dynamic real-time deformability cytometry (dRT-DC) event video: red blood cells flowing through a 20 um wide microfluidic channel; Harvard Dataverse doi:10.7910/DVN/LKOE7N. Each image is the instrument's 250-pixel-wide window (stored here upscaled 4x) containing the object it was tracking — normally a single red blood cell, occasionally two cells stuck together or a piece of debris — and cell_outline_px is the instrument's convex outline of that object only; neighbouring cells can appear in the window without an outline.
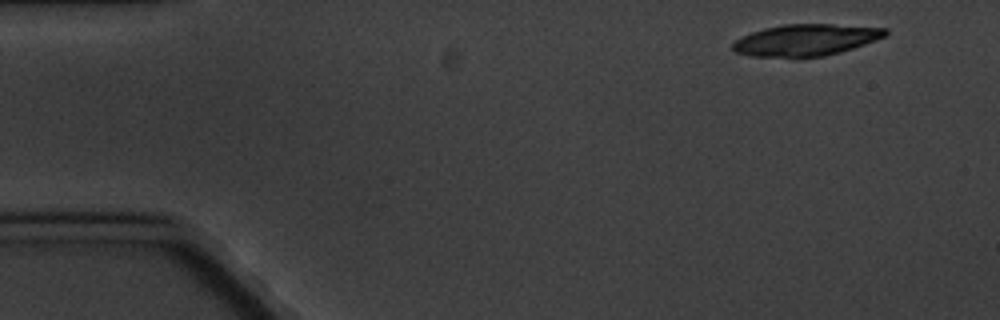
{"species": "common noctule bat (a hibernating species)", "species_latin": "Nyctalus noctula", "temperature_condition": "cold", "stored_images_in_passage": 4, "camera_frame_rate_fps": 3000, "um_per_image_px": 0.085, "animal": {"sex": "male", "body_mass_g": 20.1, "forearm_length_mm": 53.5}, "frame": {"image": 1, "passage_image": 1, "time_ms": 0.0, "image_size_px": [1000, 320], "cell_outline_px": [[888, 32], [884, 36], [876, 40], [840, 52], [824, 56], [752, 56], [736, 52], [732, 48], [732, 44], [736, 40], [752, 32], [764, 28], [784, 24], [832, 24], [888, 28]], "centroid_in_image_um": [68.51, 3.38], "position_along_channel_um": 16.5, "area_um2": 27.63}}